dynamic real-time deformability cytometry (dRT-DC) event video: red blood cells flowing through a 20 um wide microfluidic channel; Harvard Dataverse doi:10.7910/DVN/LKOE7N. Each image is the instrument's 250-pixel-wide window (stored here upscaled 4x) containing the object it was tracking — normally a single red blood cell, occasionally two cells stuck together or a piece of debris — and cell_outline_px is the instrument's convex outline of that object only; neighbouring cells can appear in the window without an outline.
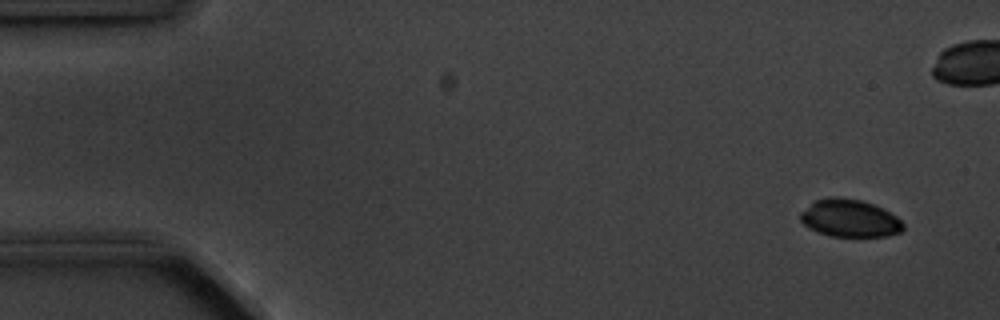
{"species": "common noctule bat (a hibernating species)", "species_latin": "Nyctalus noctula", "temperature_condition": "cold", "stored_images_in_passage": 9, "camera_frame_rate_fps": 3000, "um_per_image_px": 0.085, "animal": {"sex": "male", "body_mass_g": 20.1, "forearm_length_mm": 53.5}, "frame": {"image": 1, "passage_image": 1, "time_ms": 0.0, "image_size_px": [1000, 320], "cell_outline_px": [[904, 228], [900, 232], [888, 236], [832, 236], [816, 232], [808, 228], [800, 220], [800, 212], [816, 200], [832, 196], [836, 196], [860, 200], [872, 204], [896, 216], [904, 224]], "centroid_in_image_um": [72.2, 18.56], "position_along_channel_um": 12.8, "area_um2": 22.37}}